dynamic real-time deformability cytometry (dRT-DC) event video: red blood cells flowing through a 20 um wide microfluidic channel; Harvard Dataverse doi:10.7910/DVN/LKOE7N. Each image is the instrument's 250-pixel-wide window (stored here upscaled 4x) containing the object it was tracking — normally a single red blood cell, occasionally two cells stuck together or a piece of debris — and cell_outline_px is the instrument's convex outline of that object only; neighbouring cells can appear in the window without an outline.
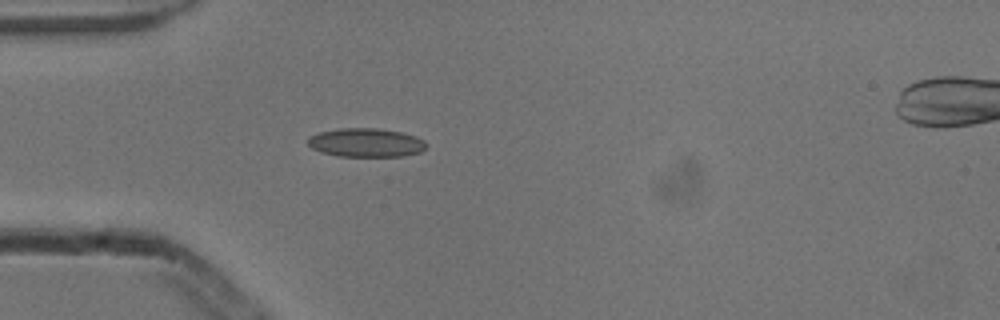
{"species": "common noctule bat (a hibernating species)", "species_latin": "Nyctalus noctula", "temperature_condition": "cold", "stored_images_in_passage": 3, "camera_frame_rate_fps": 3000, "um_per_image_px": 0.085, "animal": {"sex": "male", "body_mass_g": 13.3}, "frame": {"image": 1, "passage_image": 3, "time_ms": 0.667, "image_size_px": [1000, 320], "cell_outline_px": [[428, 144], [420, 152], [404, 156], [336, 156], [320, 152], [312, 148], [308, 144], [308, 136], [320, 132], [340, 128], [376, 128], [400, 132], [416, 136], [424, 140]], "centroid_in_image_um": [31.1, 12.12], "position_along_channel_um": 53.9, "area_um2": 19.88}}